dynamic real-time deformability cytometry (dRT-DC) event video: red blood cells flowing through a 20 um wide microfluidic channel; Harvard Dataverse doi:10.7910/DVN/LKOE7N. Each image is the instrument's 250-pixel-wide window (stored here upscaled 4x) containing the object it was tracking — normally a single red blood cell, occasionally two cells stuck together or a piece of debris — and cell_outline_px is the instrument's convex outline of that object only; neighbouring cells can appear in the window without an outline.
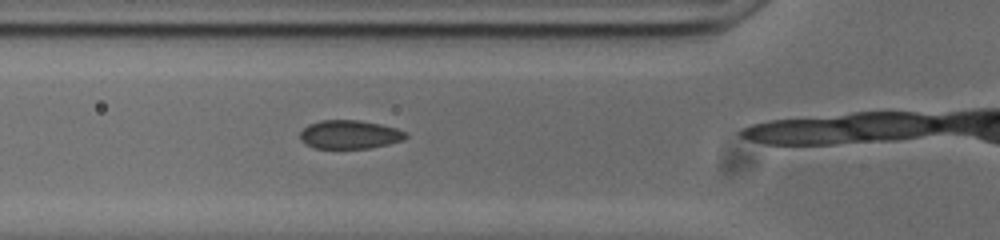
{"species": "common noctule bat (a hibernating species)", "species_latin": "Nyctalus noctula", "temperature_condition": "cold", "stored_images_in_passage": 7, "camera_frame_rate_fps": 3000, "um_per_image_px": 0.085, "animal": {"sex": "male", "body_mass_g": 20.0, "forearm_length_mm": 53.3}, "frame": {"image": 1, "passage_image": 3, "time_ms": 0.667, "image_size_px": [1000, 240], "cell_outline_px": [[408, 136], [404, 140], [388, 144], [368, 148], [316, 148], [300, 140], [300, 132], [308, 124], [320, 120], [360, 120], [380, 124], [396, 128], [408, 132]], "centroid_in_image_um": [29.75, 11.42], "position_along_channel_um": 96.1, "area_um2": 17.63}}
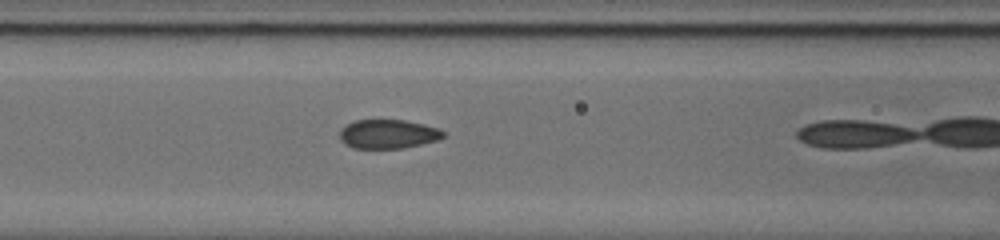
{"frame": {"image": 2, "passage_image": 6, "time_ms": 1.667, "image_size_px": [1000, 240], "cell_outline_px": [[444, 136], [436, 140], [404, 148], [352, 148], [344, 144], [340, 140], [340, 128], [344, 124], [352, 120], [404, 120], [424, 124], [440, 128], [444, 132]], "centroid_in_image_um": [32.93, 11.38], "position_along_channel_um": 133.7, "area_um2": 17.69}}